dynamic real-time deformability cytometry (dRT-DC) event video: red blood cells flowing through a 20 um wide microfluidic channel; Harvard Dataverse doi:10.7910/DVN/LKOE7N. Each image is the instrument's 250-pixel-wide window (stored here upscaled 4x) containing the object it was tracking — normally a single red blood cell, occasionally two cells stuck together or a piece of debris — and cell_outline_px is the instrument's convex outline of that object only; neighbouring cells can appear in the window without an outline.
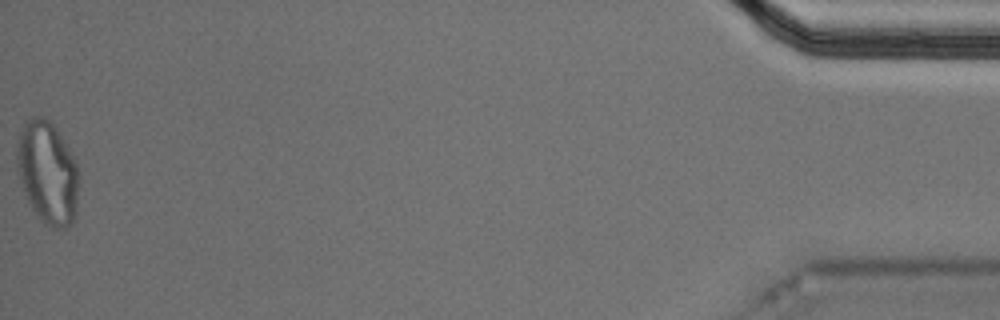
{"species": "Egyptian fruit bat (a non-hibernating species)", "species_latin": "Rousettus aegyptiacus", "temperature_condition": "cold", "stored_images_in_passage": 56, "segment_of_instrument_passage": [2, 2], "camera_frame_rate_fps": 3000, "um_per_image_px": 0.085, "animal": {"sex": "male"}, "frame": {"image": 1, "passage_image": 56, "time_ms": 18.333, "image_size_px": [1000, 320], "cell_outline_px": [[80, 184], [76, 216], [72, 224], [68, 228], [48, 228], [40, 220], [32, 208], [20, 184], [16, 172], [16, 148], [20, 132], [24, 124], [32, 116], [44, 116], [56, 128], [76, 160], [80, 172]], "centroid_in_image_um": [4.07, 14.71], "position_along_channel_um": 431.1, "area_um2": 38.15}}